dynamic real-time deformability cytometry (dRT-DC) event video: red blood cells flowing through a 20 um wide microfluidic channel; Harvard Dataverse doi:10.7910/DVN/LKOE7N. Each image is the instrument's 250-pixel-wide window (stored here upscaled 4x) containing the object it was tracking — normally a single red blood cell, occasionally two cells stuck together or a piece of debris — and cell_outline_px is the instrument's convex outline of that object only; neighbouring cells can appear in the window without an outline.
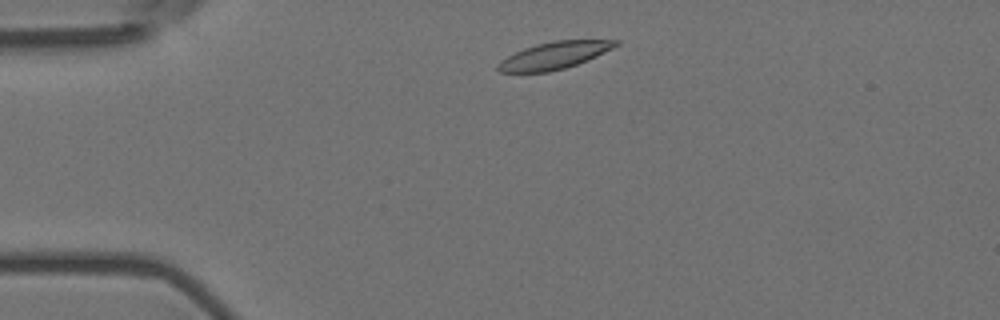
{"species": "Egyptian fruit bat (a non-hibernating species)", "species_latin": "Rousettus aegyptiacus", "temperature_condition": "room temperature", "stored_images_in_passage": 2, "camera_frame_rate_fps": 3000, "um_per_image_px": 0.085, "animal": {"sex": "female"}, "frame": {"image": 1, "passage_image": 1, "time_ms": 0.0, "image_size_px": [1000, 320], "cell_outline_px": [[620, 44], [588, 60], [564, 68], [548, 72], [500, 72], [496, 68], [496, 64], [500, 60], [524, 48], [536, 44], [552, 40], [620, 40]], "centroid_in_image_um": [47.09, 4.71], "position_along_channel_um": 37.9, "area_um2": 18.55}}